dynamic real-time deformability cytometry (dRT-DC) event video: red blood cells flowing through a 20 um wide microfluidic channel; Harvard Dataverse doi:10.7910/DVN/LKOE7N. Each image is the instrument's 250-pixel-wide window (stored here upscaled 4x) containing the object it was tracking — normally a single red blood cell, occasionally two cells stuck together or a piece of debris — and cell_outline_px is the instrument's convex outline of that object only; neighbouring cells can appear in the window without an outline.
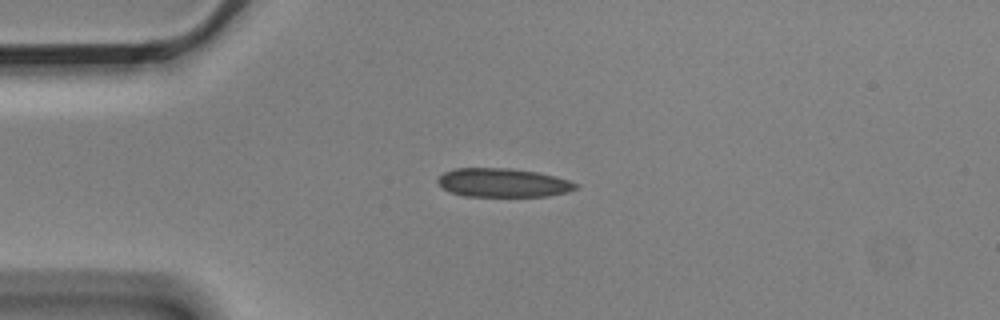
{"species": "Egyptian fruit bat (a non-hibernating species)", "species_latin": "Rousettus aegyptiacus", "temperature_condition": "cold", "stored_images_in_passage": 4, "camera_frame_rate_fps": 3000, "um_per_image_px": 0.085, "animal": {"sex": "male"}, "frame": {"image": 1, "passage_image": 3, "time_ms": 0.667, "image_size_px": [1000, 320], "cell_outline_px": [[580, 184], [576, 188], [568, 192], [548, 196], [464, 196], [448, 192], [436, 180], [444, 172], [456, 168], [508, 168], [536, 172], [556, 176]], "centroid_in_image_um": [42.76, 15.53], "position_along_channel_um": 42.2, "area_um2": 23.12}}